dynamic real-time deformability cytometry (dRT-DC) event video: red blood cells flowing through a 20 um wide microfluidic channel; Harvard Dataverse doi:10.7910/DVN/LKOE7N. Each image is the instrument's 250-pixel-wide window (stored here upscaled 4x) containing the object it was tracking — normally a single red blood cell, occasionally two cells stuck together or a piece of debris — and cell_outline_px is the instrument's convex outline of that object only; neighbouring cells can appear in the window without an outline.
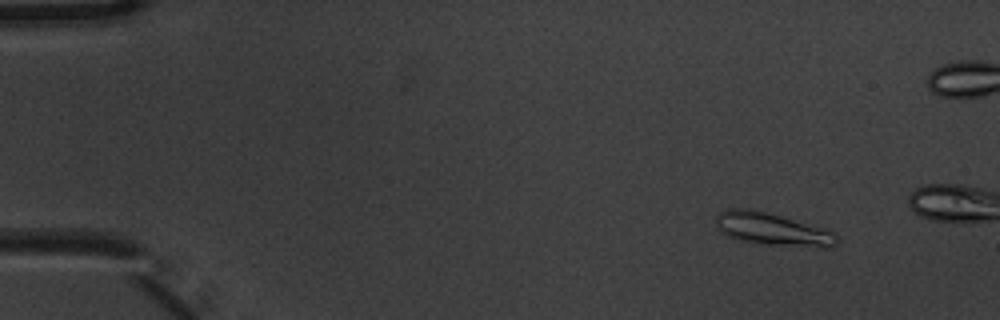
{"species": "common noctule bat (a hibernating species)", "species_latin": "Nyctalus noctula", "temperature_condition": "warm", "stored_images_in_passage": 4, "camera_frame_rate_fps": 3000, "um_per_image_px": 0.085, "animal": {"sex": "male", "body_mass_g": 20.1, "forearm_length_mm": 53.5}, "frame": {"image": 1, "passage_image": 2, "time_ms": 0.333, "image_size_px": [1000, 320], "cell_outline_px": [[836, 244], [828, 248], [824, 248], [764, 244], [740, 240], [728, 236], [720, 232], [716, 224], [716, 220], [720, 212], [728, 208], [748, 208], [780, 216], [832, 232], [836, 236]], "centroid_in_image_um": [65.58, 19.49], "position_along_channel_um": 19.4, "area_um2": 22.37}}